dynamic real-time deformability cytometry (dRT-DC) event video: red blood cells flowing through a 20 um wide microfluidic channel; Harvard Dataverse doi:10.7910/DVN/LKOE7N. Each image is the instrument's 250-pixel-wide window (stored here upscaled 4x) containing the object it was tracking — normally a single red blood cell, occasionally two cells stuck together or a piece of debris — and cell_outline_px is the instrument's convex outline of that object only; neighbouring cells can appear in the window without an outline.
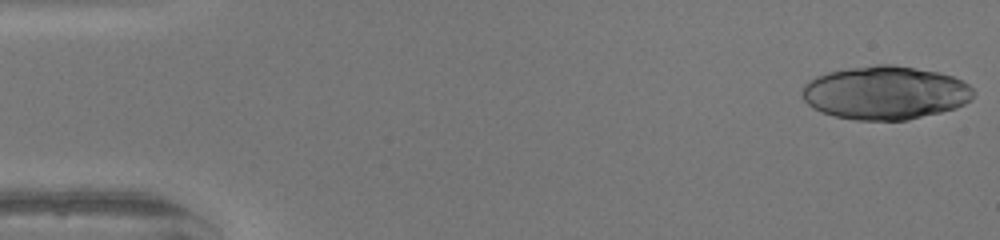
{"species": "human", "species_latin": "Homo sapiens", "temperature_condition": "warm", "stored_images_in_passage": 35, "camera_frame_rate_fps": 3000, "um_per_image_px": 0.085, "donor": {"sex": "female"}, "frame": {"image": 1, "passage_image": 1, "time_ms": 0.0, "image_size_px": [1000, 240], "cell_outline_px": [[976, 92], [972, 100], [956, 108], [908, 120], [856, 120], [836, 116], [820, 112], [812, 108], [804, 100], [800, 92], [804, 84], [808, 80], [816, 76], [828, 72], [848, 68], [876, 64], [892, 64], [940, 72], [952, 76], [968, 84]], "centroid_in_image_um": [75.24, 7.88], "position_along_channel_um": 9.8, "area_um2": 53.75}}
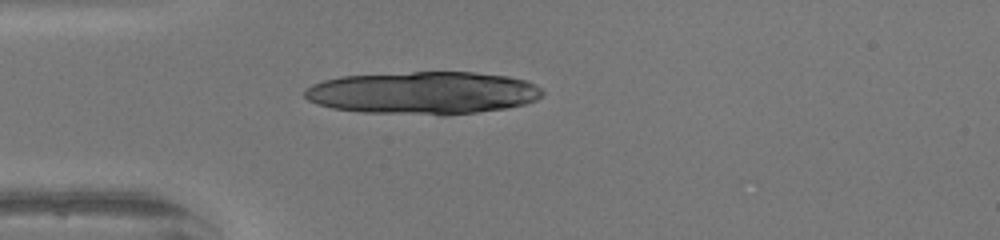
{"frame": {"image": 2, "passage_image": 13, "time_ms": 4.0, "image_size_px": [1000, 240], "cell_outline_px": [[544, 92], [536, 100], [524, 104], [504, 108], [476, 112], [444, 116], [440, 116], [364, 112], [332, 108], [316, 104], [308, 100], [304, 96], [304, 88], [312, 84], [324, 80], [340, 76], [412, 72], [472, 72], [508, 76], [524, 80], [536, 84]], "centroid_in_image_um": [35.94, 7.9], "position_along_channel_um": 49.1, "area_um2": 59.42}}